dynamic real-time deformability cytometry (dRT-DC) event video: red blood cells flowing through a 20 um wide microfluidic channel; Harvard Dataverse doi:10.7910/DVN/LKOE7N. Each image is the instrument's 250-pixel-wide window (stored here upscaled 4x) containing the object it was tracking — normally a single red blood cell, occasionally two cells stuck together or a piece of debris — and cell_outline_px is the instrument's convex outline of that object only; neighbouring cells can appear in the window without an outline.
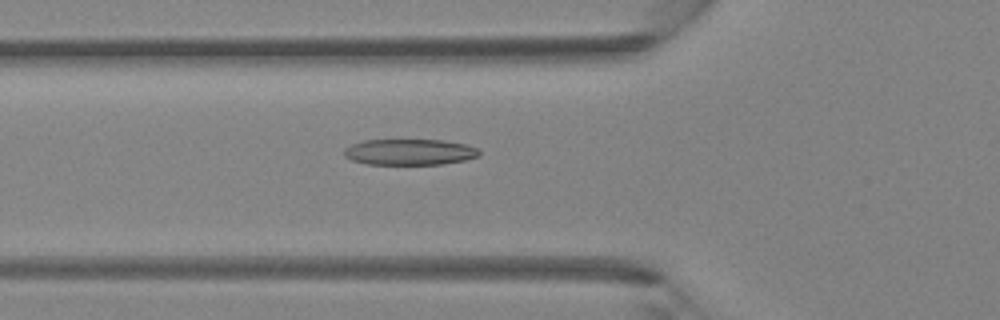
{"species": "Egyptian fruit bat (a non-hibernating species)", "species_latin": "Rousettus aegyptiacus", "temperature_condition": "room temperature", "stored_images_in_passage": 30, "camera_frame_rate_fps": 3000, "um_per_image_px": 0.085, "animal": {"sex": "female"}, "frame": {"image": 1, "passage_image": 2, "time_ms": 0.333, "image_size_px": [1000, 320], "cell_outline_px": [[480, 156], [464, 160], [440, 164], [368, 164], [352, 160], [344, 156], [344, 148], [352, 144], [364, 140], [444, 140], [464, 144], [476, 148], [480, 152]], "centroid_in_image_um": [34.8, 12.92], "position_along_channel_um": 91.0, "area_um2": 20.35}}
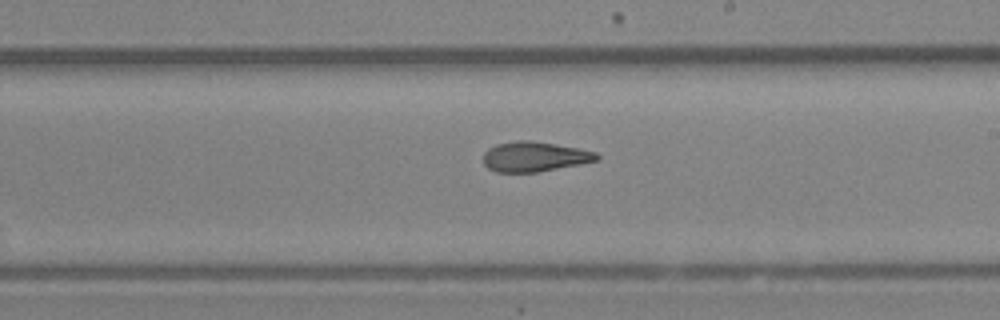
{"frame": {"image": 2, "passage_image": 12, "time_ms": 3.667, "image_size_px": [1000, 320], "cell_outline_px": [[600, 160], [580, 164], [536, 172], [496, 172], [488, 168], [484, 164], [484, 152], [488, 148], [496, 144], [520, 140], [528, 140], [556, 144], [596, 152], [600, 156]], "centroid_in_image_um": [45.43, 13.31], "position_along_channel_um": 243.6, "area_um2": 19.71}}
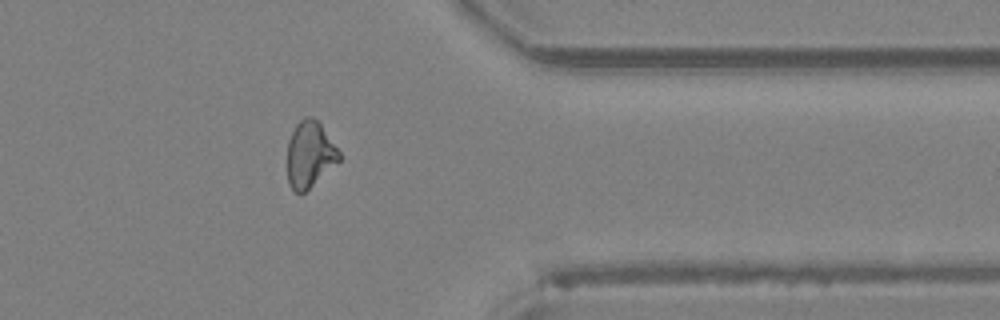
{"frame": {"image": 3, "passage_image": 22, "time_ms": 7.0, "image_size_px": [1000, 320], "cell_outline_px": [[340, 160], [300, 196], [288, 184], [288, 140], [296, 124], [304, 116], [312, 116], [320, 124], [340, 152]], "centroid_in_image_um": [26.31, 13.13], "position_along_channel_um": 385.1, "area_um2": 19.77}}